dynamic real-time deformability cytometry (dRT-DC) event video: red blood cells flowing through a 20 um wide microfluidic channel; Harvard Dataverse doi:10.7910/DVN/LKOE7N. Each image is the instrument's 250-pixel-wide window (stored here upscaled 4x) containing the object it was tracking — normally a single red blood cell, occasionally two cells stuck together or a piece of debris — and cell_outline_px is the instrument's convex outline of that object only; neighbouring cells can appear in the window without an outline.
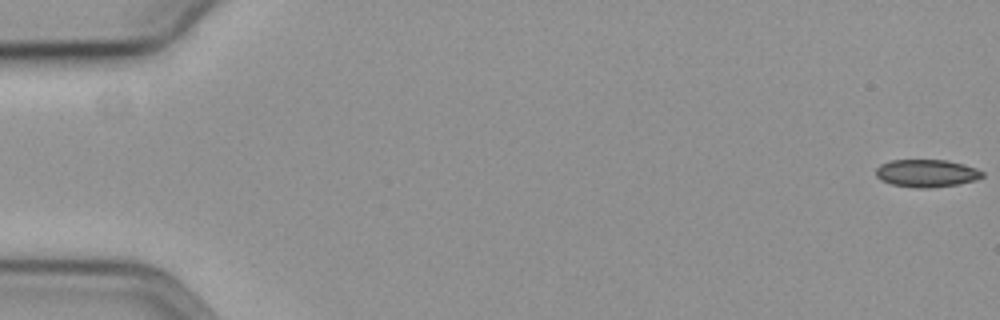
{"species": "common noctule bat (a hibernating species)", "species_latin": "Nyctalus noctula", "temperature_condition": "cold", "stored_images_in_passage": 20, "camera_frame_rate_fps": 3000, "um_per_image_px": 0.085, "animal": {"sex": "female", "body_mass_g": 19.3, "forearm_length_mm": 54.1}, "frame": {"image": 1, "passage_image": 1, "time_ms": 0.0, "image_size_px": [1000, 320], "cell_outline_px": [[984, 176], [976, 180], [956, 184], [928, 188], [916, 188], [892, 184], [880, 180], [876, 176], [876, 168], [880, 164], [892, 160], [948, 160], [964, 164], [976, 168], [984, 172]], "centroid_in_image_um": [78.76, 14.72], "position_along_channel_um": 6.2, "area_um2": 17.17}}
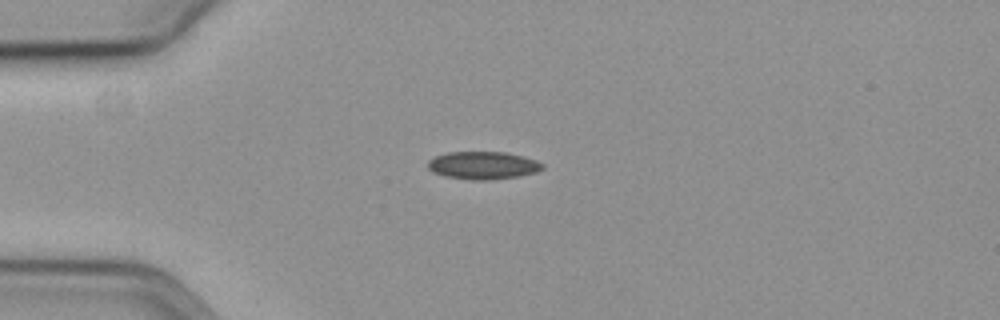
{"frame": {"image": 2, "passage_image": 16, "time_ms": 5.0, "image_size_px": [1000, 320], "cell_outline_px": [[544, 168], [536, 172], [520, 176], [492, 180], [472, 180], [444, 176], [432, 172], [428, 168], [428, 160], [436, 156], [448, 152], [504, 152], [524, 156], [536, 160], [544, 164]], "centroid_in_image_um": [41.07, 14.06], "position_along_channel_um": 43.9, "area_um2": 18.67}}